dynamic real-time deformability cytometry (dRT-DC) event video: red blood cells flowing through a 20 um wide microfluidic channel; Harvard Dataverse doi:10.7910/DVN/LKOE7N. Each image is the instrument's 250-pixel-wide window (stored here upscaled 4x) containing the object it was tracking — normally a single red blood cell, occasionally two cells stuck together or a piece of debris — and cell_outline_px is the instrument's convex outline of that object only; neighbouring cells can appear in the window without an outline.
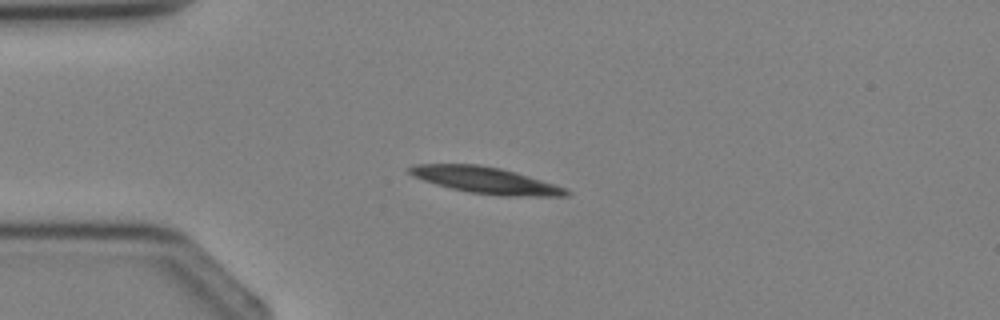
{"species": "Egyptian fruit bat (a non-hibernating species)", "species_latin": "Rousettus aegyptiacus", "temperature_condition": "cold", "stored_images_in_passage": 2, "camera_frame_rate_fps": 3000, "um_per_image_px": 0.085, "animal": {"sex": "female"}, "frame": {"image": 1, "passage_image": 2, "time_ms": 1.0, "image_size_px": [1000, 320], "cell_outline_px": [[572, 192], [568, 196], [500, 196], [468, 192], [436, 184], [412, 176], [408, 172], [408, 168], [416, 164], [476, 164], [500, 168], [516, 172], [564, 188]], "centroid_in_image_um": [41.26, 15.32], "position_along_channel_um": 43.7, "area_um2": 23.93}}